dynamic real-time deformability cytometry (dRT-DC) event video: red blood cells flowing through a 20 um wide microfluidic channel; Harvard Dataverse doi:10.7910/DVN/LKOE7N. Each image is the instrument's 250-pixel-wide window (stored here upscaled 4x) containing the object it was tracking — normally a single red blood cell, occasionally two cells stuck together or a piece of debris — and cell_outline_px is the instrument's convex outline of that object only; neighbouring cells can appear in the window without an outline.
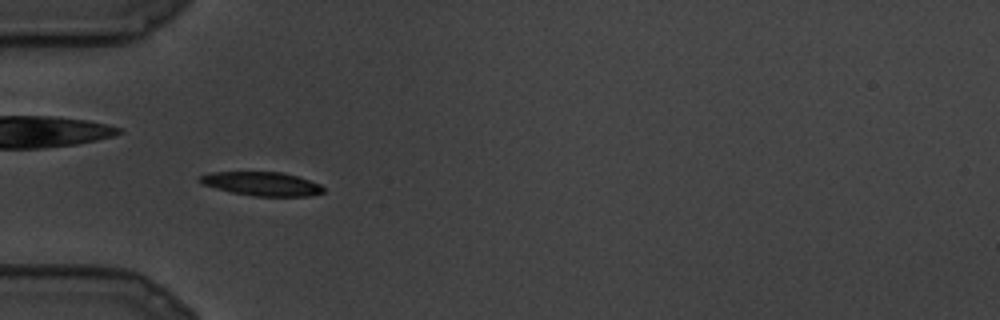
{"species": "common noctule bat (a hibernating species)", "species_latin": "Nyctalus noctula", "temperature_condition": "cold", "stored_images_in_passage": 20, "camera_frame_rate_fps": 3000, "um_per_image_px": 0.085, "animal": {"sex": "male", "body_mass_g": 19.5, "forearm_length_mm": 54.6}, "frame": {"image": 1, "passage_image": 3, "time_ms": 0.667, "image_size_px": [1000, 320], "cell_outline_px": [[324, 192], [312, 196], [252, 196], [232, 192], [200, 184], [196, 180], [200, 176], [212, 172], [280, 172], [296, 176], [320, 184], [324, 188]], "centroid_in_image_um": [22.23, 15.63], "position_along_channel_um": 62.8, "area_um2": 17.11}}
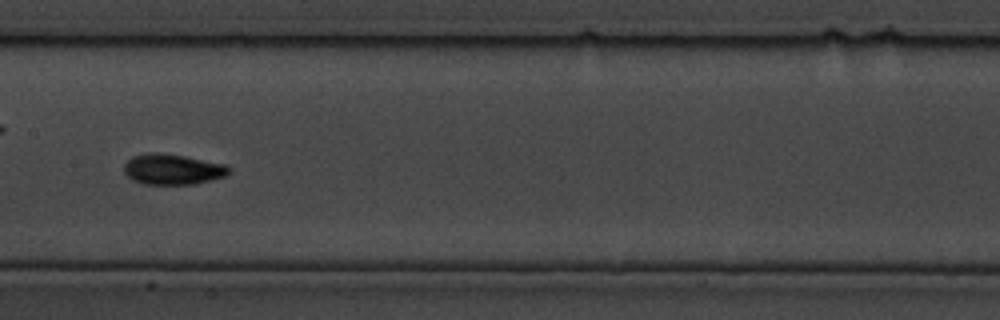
{"frame": {"image": 2, "passage_image": 9, "time_ms": 2.667, "image_size_px": [1000, 320], "cell_outline_px": [[232, 168], [224, 176], [192, 184], [144, 184], [132, 180], [124, 172], [124, 164], [132, 156], [148, 152], [160, 152], [184, 156], [224, 164]], "centroid_in_image_um": [14.62, 14.38], "position_along_channel_um": 192.8, "area_um2": 18.55}}
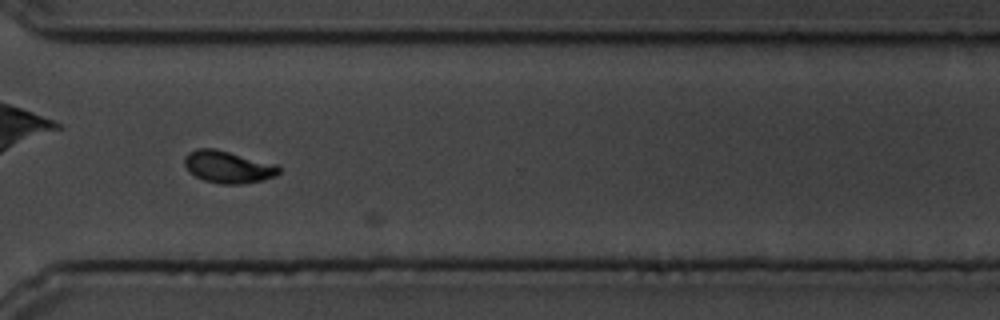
{"frame": {"image": 3, "passage_image": 15, "time_ms": 4.667, "image_size_px": [1000, 320], "cell_outline_px": [[280, 172], [276, 176], [264, 180], [240, 184], [220, 184], [204, 180], [188, 172], [184, 164], [184, 156], [188, 152], [196, 148], [216, 148], [276, 164], [280, 168]], "centroid_in_image_um": [19.36, 14.18], "position_along_channel_um": 351.2, "area_um2": 17.92}}